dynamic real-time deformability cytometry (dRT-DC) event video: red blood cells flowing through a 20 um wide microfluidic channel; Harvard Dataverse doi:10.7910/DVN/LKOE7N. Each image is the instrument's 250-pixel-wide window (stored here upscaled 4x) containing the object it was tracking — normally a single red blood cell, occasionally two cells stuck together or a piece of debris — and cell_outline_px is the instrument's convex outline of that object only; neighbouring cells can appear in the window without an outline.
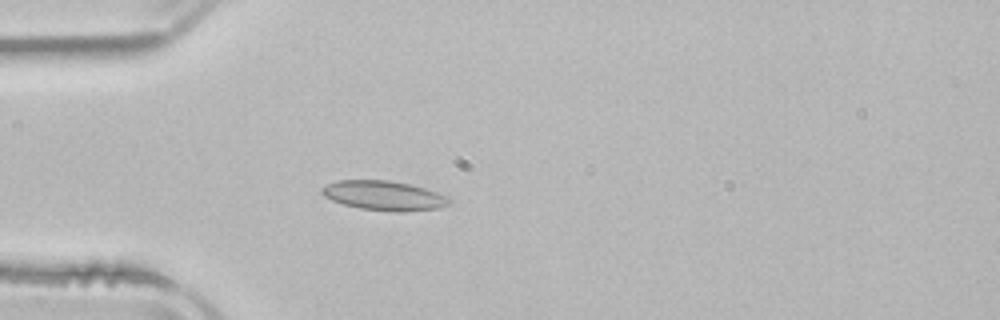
{"species": "common noctule bat (a hibernating species)", "species_latin": "Nyctalus noctula", "temperature_condition": "room temperature", "stored_images_in_passage": 4, "camera_frame_rate_fps": 3000, "um_per_image_px": 0.085, "animal": {"sex": "male", "body_mass_g": 21.5, "forearm_length_mm": 52.0}, "frame": {"image": 1, "passage_image": 4, "time_ms": 3.667, "image_size_px": [1000, 320], "cell_outline_px": [[452, 200], [448, 204], [440, 208], [404, 212], [392, 212], [360, 208], [344, 204], [332, 200], [324, 196], [320, 192], [320, 188], [336, 180], [392, 180], [412, 184], [448, 196]], "centroid_in_image_um": [32.65, 16.62], "position_along_channel_um": 52.3, "area_um2": 22.14}}